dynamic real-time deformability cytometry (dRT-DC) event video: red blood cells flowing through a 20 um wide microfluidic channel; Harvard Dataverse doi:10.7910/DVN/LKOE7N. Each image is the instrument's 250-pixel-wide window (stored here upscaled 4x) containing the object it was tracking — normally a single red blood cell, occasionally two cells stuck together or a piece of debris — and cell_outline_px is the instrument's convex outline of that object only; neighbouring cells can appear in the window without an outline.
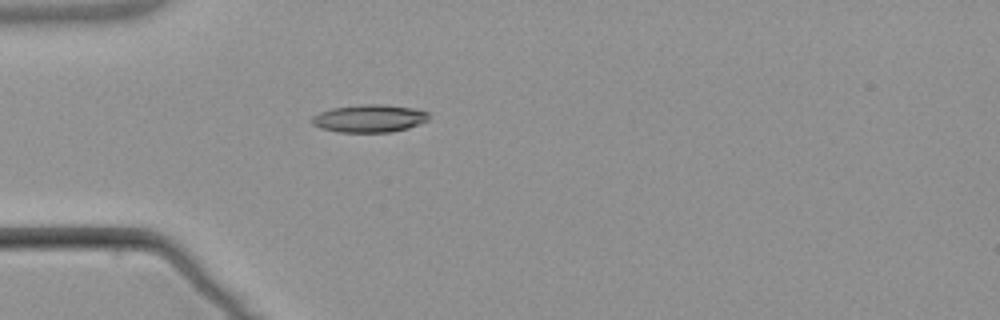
{"species": "common noctule bat (a hibernating species)", "species_latin": "Nyctalus noctula", "temperature_condition": "warm", "stored_images_in_passage": 5, "camera_frame_rate_fps": 3000, "um_per_image_px": 0.085, "animal": {"sex": "male", "body_mass_g": 21.5, "forearm_length_mm": 52.0}, "frame": {"image": 1, "passage_image": 5, "time_ms": 4.667, "image_size_px": [1000, 320], "cell_outline_px": [[428, 120], [420, 124], [408, 128], [392, 132], [336, 132], [320, 128], [312, 124], [312, 116], [320, 112], [332, 108], [364, 104], [384, 104], [412, 108], [428, 112]], "centroid_in_image_um": [31.39, 10.07], "position_along_channel_um": 53.6, "area_um2": 18.9}}